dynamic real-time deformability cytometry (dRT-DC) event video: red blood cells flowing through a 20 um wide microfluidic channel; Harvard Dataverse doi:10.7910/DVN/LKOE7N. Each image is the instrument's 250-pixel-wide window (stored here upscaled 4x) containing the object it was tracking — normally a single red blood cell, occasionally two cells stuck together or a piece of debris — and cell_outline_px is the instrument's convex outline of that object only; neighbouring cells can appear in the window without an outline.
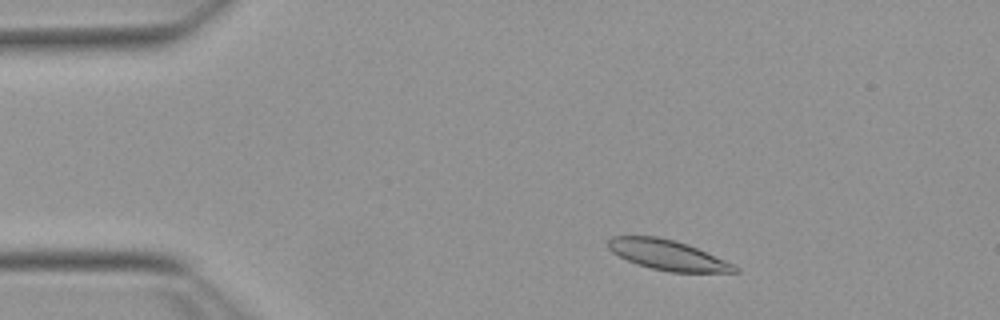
{"species": "Egyptian fruit bat (a non-hibernating species)", "species_latin": "Rousettus aegyptiacus", "temperature_condition": "warm", "stored_images_in_passage": 50, "camera_frame_rate_fps": 3000, "um_per_image_px": 0.085, "animal": {"sex": "female"}, "frame": {"image": 1, "passage_image": 5, "time_ms": 1.333, "image_size_px": [1000, 320], "cell_outline_px": [[740, 272], [668, 272], [652, 268], [628, 260], [612, 252], [608, 248], [608, 240], [612, 236], [656, 236], [676, 240], [688, 244], [724, 260], [740, 268]], "centroid_in_image_um": [56.75, 21.67], "position_along_channel_um": 28.2, "area_um2": 21.96}}
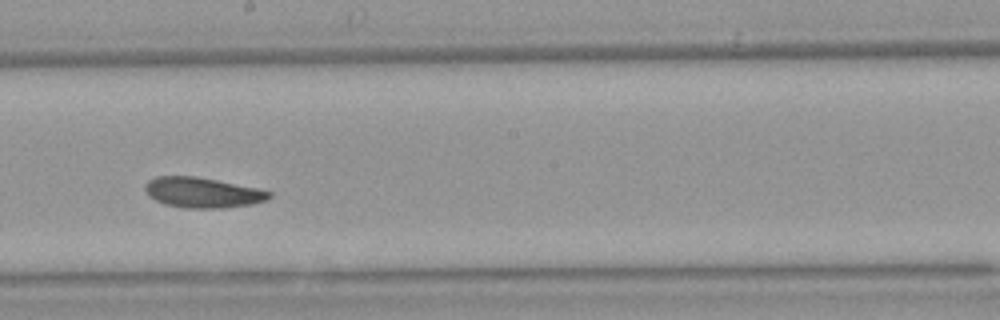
{"frame": {"image": 2, "passage_image": 26, "time_ms": 8.333, "image_size_px": [1000, 320], "cell_outline_px": [[272, 196], [264, 200], [252, 204], [224, 208], [184, 208], [164, 204], [148, 196], [144, 188], [148, 180], [156, 176], [196, 176], [260, 188], [272, 192]], "centroid_in_image_um": [17.21, 16.36], "position_along_channel_um": 231.0, "area_um2": 22.08}}
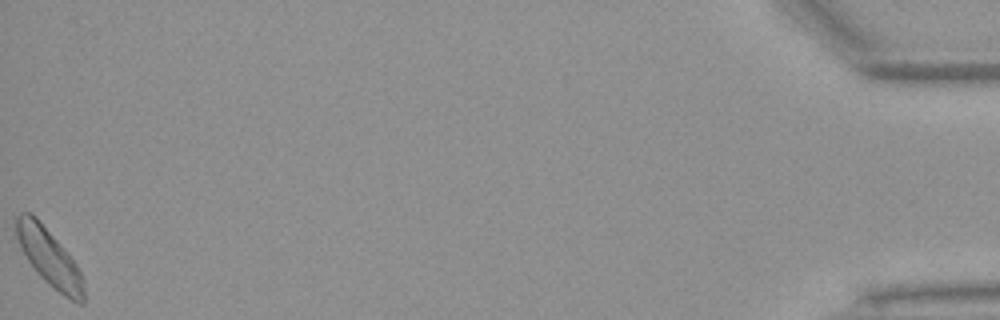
{"frame": {"image": 3, "passage_image": 50, "time_ms": 16.333, "image_size_px": [1000, 320], "cell_outline_px": [[84, 304], [76, 304], [52, 288], [36, 272], [20, 248], [16, 236], [16, 216], [20, 212], [32, 212], [36, 216], [60, 244], [76, 264], [84, 280]], "centroid_in_image_um": [4.18, 21.91], "position_along_channel_um": 431.0, "area_um2": 22.6}, "authors_computed_cell_mechanics": {"area_um2": 21.964, "velocity_mm_per_s": 3.7722, "shape_relaxation_time_tau1_ms": 4.3956, "shape_relaxation_time_tau2_ms": 7.6947, "deformation_change_tau1": 0.1247, "deformation_change_tau2": 0.1335}}